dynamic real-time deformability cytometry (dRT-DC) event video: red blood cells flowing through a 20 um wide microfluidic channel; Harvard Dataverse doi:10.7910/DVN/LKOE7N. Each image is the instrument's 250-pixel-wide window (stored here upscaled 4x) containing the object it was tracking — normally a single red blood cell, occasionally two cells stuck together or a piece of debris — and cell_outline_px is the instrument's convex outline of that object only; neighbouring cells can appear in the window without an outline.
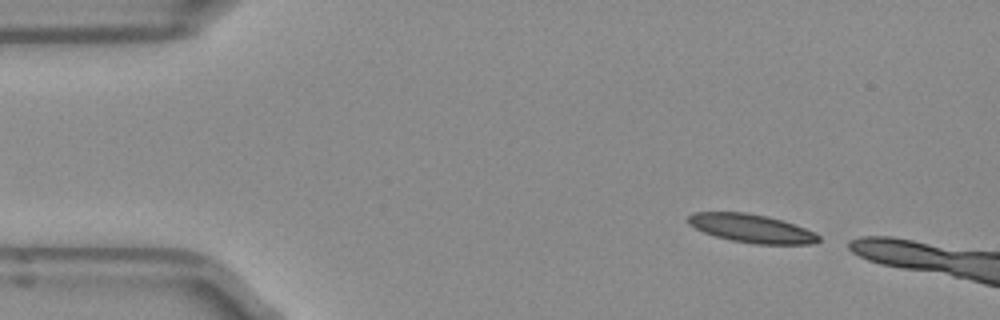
{"species": "Egyptian fruit bat (a non-hibernating species)", "species_latin": "Rousettus aegyptiacus", "temperature_condition": "room temperature", "stored_images_in_passage": 3, "camera_frame_rate_fps": 3000, "um_per_image_px": 0.085, "frame": {"image": 1, "passage_image": 1, "time_ms": 0.0, "image_size_px": [1000, 320], "cell_outline_px": [[820, 240], [816, 244], [756, 244], [732, 240], [716, 236], [704, 232], [688, 224], [688, 216], [692, 212], [744, 212], [768, 216], [784, 220], [816, 232], [820, 236]], "centroid_in_image_um": [63.93, 19.41], "position_along_channel_um": 21.1, "area_um2": 21.73}}